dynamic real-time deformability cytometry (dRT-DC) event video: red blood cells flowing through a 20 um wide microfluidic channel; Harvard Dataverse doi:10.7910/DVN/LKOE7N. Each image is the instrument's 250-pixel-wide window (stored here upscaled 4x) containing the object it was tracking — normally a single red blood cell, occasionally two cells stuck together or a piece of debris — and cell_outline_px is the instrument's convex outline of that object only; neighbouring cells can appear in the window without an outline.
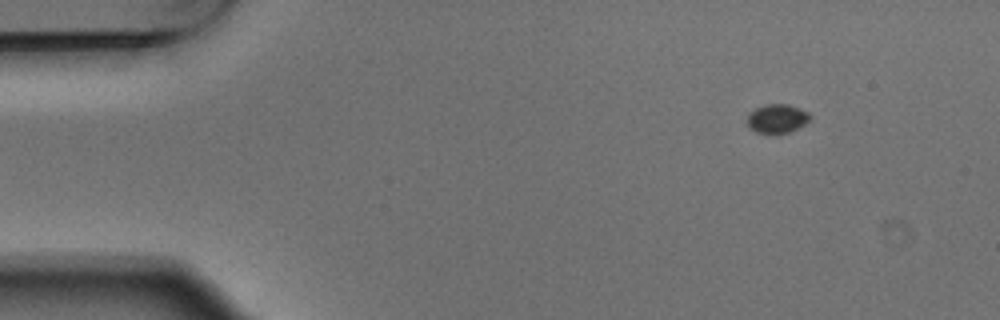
{"species": "Egyptian fruit bat (a non-hibernating species)", "species_latin": "Rousettus aegyptiacus", "temperature_condition": "warm", "stored_images_in_passage": 3, "camera_frame_rate_fps": 3000, "um_per_image_px": 0.085, "animal": {"sex": "male"}, "frame": {"image": 1, "passage_image": 3, "time_ms": 0.667, "image_size_px": [1000, 320], "cell_outline_px": [[812, 116], [804, 124], [788, 132], [756, 132], [748, 124], [748, 116], [756, 108], [768, 104], [788, 104], [800, 108], [808, 112]], "centroid_in_image_um": [66.09, 10.05], "position_along_channel_um": 18.9, "area_um2": 10.12}}